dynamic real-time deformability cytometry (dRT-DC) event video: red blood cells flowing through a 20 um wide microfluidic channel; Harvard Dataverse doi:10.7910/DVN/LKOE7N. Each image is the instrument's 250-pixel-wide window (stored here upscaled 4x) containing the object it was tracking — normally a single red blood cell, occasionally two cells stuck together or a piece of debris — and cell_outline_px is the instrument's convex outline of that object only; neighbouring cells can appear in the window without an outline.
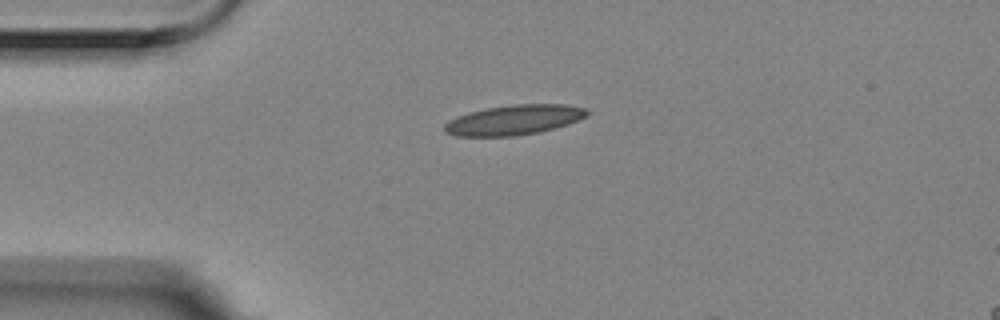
{"species": "Egyptian fruit bat (a non-hibernating species)", "species_latin": "Rousettus aegyptiacus", "temperature_condition": "room temperature", "stored_images_in_passage": 2, "camera_frame_rate_fps": 3000, "um_per_image_px": 0.085, "animal": {"sex": "female"}, "frame": {"image": 1, "passage_image": 1, "time_ms": 0.0, "image_size_px": [1000, 320], "cell_outline_px": [[588, 116], [568, 124], [536, 132], [512, 136], [456, 136], [444, 132], [444, 124], [448, 120], [456, 116], [468, 112], [488, 108], [512, 104], [564, 104], [584, 108], [588, 112]], "centroid_in_image_um": [43.64, 10.19], "position_along_channel_um": 41.4, "area_um2": 24.74}}